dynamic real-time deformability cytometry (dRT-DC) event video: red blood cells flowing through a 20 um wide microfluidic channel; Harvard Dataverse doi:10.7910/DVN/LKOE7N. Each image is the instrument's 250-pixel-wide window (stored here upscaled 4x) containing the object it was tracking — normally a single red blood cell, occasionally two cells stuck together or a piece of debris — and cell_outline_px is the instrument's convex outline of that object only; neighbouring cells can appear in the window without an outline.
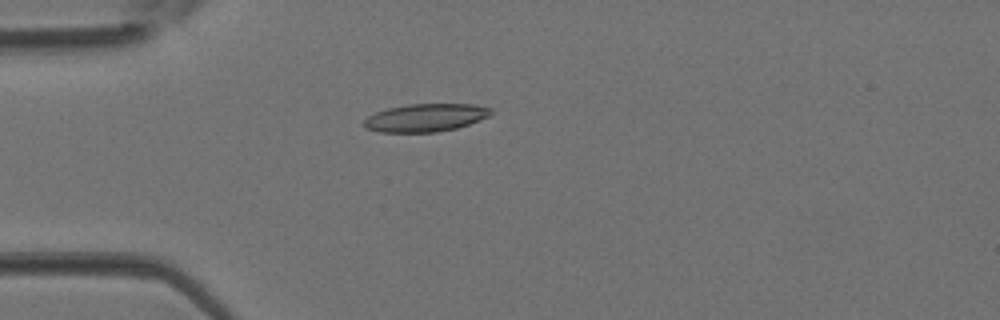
{"species": "Egyptian fruit bat (a non-hibernating species)", "species_latin": "Rousettus aegyptiacus", "temperature_condition": "room temperature", "stored_images_in_passage": 3, "camera_frame_rate_fps": 3000, "um_per_image_px": 0.085, "animal": {"sex": "female"}, "frame": {"image": 1, "passage_image": 3, "time_ms": 0.667, "image_size_px": [1000, 320], "cell_outline_px": [[492, 112], [488, 116], [480, 120], [456, 128], [436, 132], [380, 132], [368, 128], [364, 124], [364, 120], [368, 116], [376, 112], [388, 108], [408, 104], [472, 104], [492, 108]], "centroid_in_image_um": [36.19, 10.0], "position_along_channel_um": 48.8, "area_um2": 20.46}}